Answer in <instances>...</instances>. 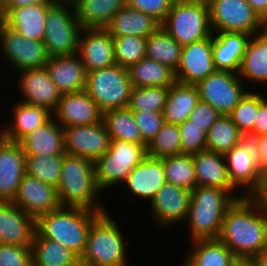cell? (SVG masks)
Listing matches in <instances>:
<instances>
[{
	"label": "cell",
	"instance_id": "cell-1",
	"mask_svg": "<svg viewBox=\"0 0 267 266\" xmlns=\"http://www.w3.org/2000/svg\"><path fill=\"white\" fill-rule=\"evenodd\" d=\"M218 239L238 260H251L267 246V207L255 197H241L228 208Z\"/></svg>",
	"mask_w": 267,
	"mask_h": 266
},
{
	"label": "cell",
	"instance_id": "cell-2",
	"mask_svg": "<svg viewBox=\"0 0 267 266\" xmlns=\"http://www.w3.org/2000/svg\"><path fill=\"white\" fill-rule=\"evenodd\" d=\"M101 214L81 207L60 206L35 220L33 238L58 242L81 257L86 248L89 229Z\"/></svg>",
	"mask_w": 267,
	"mask_h": 266
},
{
	"label": "cell",
	"instance_id": "cell-3",
	"mask_svg": "<svg viewBox=\"0 0 267 266\" xmlns=\"http://www.w3.org/2000/svg\"><path fill=\"white\" fill-rule=\"evenodd\" d=\"M101 192L96 180L95 162L65 153L57 187L60 205L105 213L107 208L98 200Z\"/></svg>",
	"mask_w": 267,
	"mask_h": 266
},
{
	"label": "cell",
	"instance_id": "cell-4",
	"mask_svg": "<svg viewBox=\"0 0 267 266\" xmlns=\"http://www.w3.org/2000/svg\"><path fill=\"white\" fill-rule=\"evenodd\" d=\"M236 199L228 190L196 186L191 191L190 208L184 222V225L188 223L190 240L218 239L225 213Z\"/></svg>",
	"mask_w": 267,
	"mask_h": 266
},
{
	"label": "cell",
	"instance_id": "cell-5",
	"mask_svg": "<svg viewBox=\"0 0 267 266\" xmlns=\"http://www.w3.org/2000/svg\"><path fill=\"white\" fill-rule=\"evenodd\" d=\"M110 215L107 210L92 223L81 266H129L125 234Z\"/></svg>",
	"mask_w": 267,
	"mask_h": 266
},
{
	"label": "cell",
	"instance_id": "cell-6",
	"mask_svg": "<svg viewBox=\"0 0 267 266\" xmlns=\"http://www.w3.org/2000/svg\"><path fill=\"white\" fill-rule=\"evenodd\" d=\"M161 26L181 46L209 37L212 31L207 1H174Z\"/></svg>",
	"mask_w": 267,
	"mask_h": 266
},
{
	"label": "cell",
	"instance_id": "cell-7",
	"mask_svg": "<svg viewBox=\"0 0 267 266\" xmlns=\"http://www.w3.org/2000/svg\"><path fill=\"white\" fill-rule=\"evenodd\" d=\"M147 156V144L111 140L107 152L95 161L99 188L109 190L121 185L129 173Z\"/></svg>",
	"mask_w": 267,
	"mask_h": 266
},
{
	"label": "cell",
	"instance_id": "cell-8",
	"mask_svg": "<svg viewBox=\"0 0 267 266\" xmlns=\"http://www.w3.org/2000/svg\"><path fill=\"white\" fill-rule=\"evenodd\" d=\"M44 44L50 57L69 56L78 52L82 26L73 3L57 2L47 10Z\"/></svg>",
	"mask_w": 267,
	"mask_h": 266
},
{
	"label": "cell",
	"instance_id": "cell-9",
	"mask_svg": "<svg viewBox=\"0 0 267 266\" xmlns=\"http://www.w3.org/2000/svg\"><path fill=\"white\" fill-rule=\"evenodd\" d=\"M132 88L128 68L115 64L87 72L84 90L104 113L128 107Z\"/></svg>",
	"mask_w": 267,
	"mask_h": 266
},
{
	"label": "cell",
	"instance_id": "cell-10",
	"mask_svg": "<svg viewBox=\"0 0 267 266\" xmlns=\"http://www.w3.org/2000/svg\"><path fill=\"white\" fill-rule=\"evenodd\" d=\"M212 33L235 32L254 35L267 23L246 0H207Z\"/></svg>",
	"mask_w": 267,
	"mask_h": 266
},
{
	"label": "cell",
	"instance_id": "cell-11",
	"mask_svg": "<svg viewBox=\"0 0 267 266\" xmlns=\"http://www.w3.org/2000/svg\"><path fill=\"white\" fill-rule=\"evenodd\" d=\"M238 74L216 70L196 86L200 100L208 103L221 115H229L250 89Z\"/></svg>",
	"mask_w": 267,
	"mask_h": 266
},
{
	"label": "cell",
	"instance_id": "cell-12",
	"mask_svg": "<svg viewBox=\"0 0 267 266\" xmlns=\"http://www.w3.org/2000/svg\"><path fill=\"white\" fill-rule=\"evenodd\" d=\"M0 46L5 61L19 72L44 67L50 56L43 41L24 37L0 20Z\"/></svg>",
	"mask_w": 267,
	"mask_h": 266
},
{
	"label": "cell",
	"instance_id": "cell-13",
	"mask_svg": "<svg viewBox=\"0 0 267 266\" xmlns=\"http://www.w3.org/2000/svg\"><path fill=\"white\" fill-rule=\"evenodd\" d=\"M65 153L95 162L110 146V136L103 122L64 127Z\"/></svg>",
	"mask_w": 267,
	"mask_h": 266
},
{
	"label": "cell",
	"instance_id": "cell-14",
	"mask_svg": "<svg viewBox=\"0 0 267 266\" xmlns=\"http://www.w3.org/2000/svg\"><path fill=\"white\" fill-rule=\"evenodd\" d=\"M216 71L213 61V33L200 41L182 46L175 73L177 82L197 85Z\"/></svg>",
	"mask_w": 267,
	"mask_h": 266
},
{
	"label": "cell",
	"instance_id": "cell-15",
	"mask_svg": "<svg viewBox=\"0 0 267 266\" xmlns=\"http://www.w3.org/2000/svg\"><path fill=\"white\" fill-rule=\"evenodd\" d=\"M190 199L191 190L166 182L149 204L152 220H155L154 223L163 229H169L178 223L183 224L188 216Z\"/></svg>",
	"mask_w": 267,
	"mask_h": 266
},
{
	"label": "cell",
	"instance_id": "cell-16",
	"mask_svg": "<svg viewBox=\"0 0 267 266\" xmlns=\"http://www.w3.org/2000/svg\"><path fill=\"white\" fill-rule=\"evenodd\" d=\"M17 78L21 102L33 106H42L54 112L61 93L51 80L46 67L24 69L19 71Z\"/></svg>",
	"mask_w": 267,
	"mask_h": 266
},
{
	"label": "cell",
	"instance_id": "cell-17",
	"mask_svg": "<svg viewBox=\"0 0 267 266\" xmlns=\"http://www.w3.org/2000/svg\"><path fill=\"white\" fill-rule=\"evenodd\" d=\"M26 174V155L19 142L0 138V201L13 202Z\"/></svg>",
	"mask_w": 267,
	"mask_h": 266
},
{
	"label": "cell",
	"instance_id": "cell-18",
	"mask_svg": "<svg viewBox=\"0 0 267 266\" xmlns=\"http://www.w3.org/2000/svg\"><path fill=\"white\" fill-rule=\"evenodd\" d=\"M13 203L35 220L59 208L57 188L25 174Z\"/></svg>",
	"mask_w": 267,
	"mask_h": 266
},
{
	"label": "cell",
	"instance_id": "cell-19",
	"mask_svg": "<svg viewBox=\"0 0 267 266\" xmlns=\"http://www.w3.org/2000/svg\"><path fill=\"white\" fill-rule=\"evenodd\" d=\"M53 118L64 128L100 123L103 113L96 102L83 90L62 94L53 112Z\"/></svg>",
	"mask_w": 267,
	"mask_h": 266
},
{
	"label": "cell",
	"instance_id": "cell-20",
	"mask_svg": "<svg viewBox=\"0 0 267 266\" xmlns=\"http://www.w3.org/2000/svg\"><path fill=\"white\" fill-rule=\"evenodd\" d=\"M77 54L86 72L116 64L113 37L105 29L83 28Z\"/></svg>",
	"mask_w": 267,
	"mask_h": 266
},
{
	"label": "cell",
	"instance_id": "cell-21",
	"mask_svg": "<svg viewBox=\"0 0 267 266\" xmlns=\"http://www.w3.org/2000/svg\"><path fill=\"white\" fill-rule=\"evenodd\" d=\"M232 186L243 191L244 197H254L260 190L263 172L251 156L236 145L224 154Z\"/></svg>",
	"mask_w": 267,
	"mask_h": 266
},
{
	"label": "cell",
	"instance_id": "cell-22",
	"mask_svg": "<svg viewBox=\"0 0 267 266\" xmlns=\"http://www.w3.org/2000/svg\"><path fill=\"white\" fill-rule=\"evenodd\" d=\"M162 158L147 155L127 176L122 184L130 194L139 199L153 200L158 190L166 183Z\"/></svg>",
	"mask_w": 267,
	"mask_h": 266
},
{
	"label": "cell",
	"instance_id": "cell-23",
	"mask_svg": "<svg viewBox=\"0 0 267 266\" xmlns=\"http://www.w3.org/2000/svg\"><path fill=\"white\" fill-rule=\"evenodd\" d=\"M35 219L13 202L0 201V244L31 246Z\"/></svg>",
	"mask_w": 267,
	"mask_h": 266
},
{
	"label": "cell",
	"instance_id": "cell-24",
	"mask_svg": "<svg viewBox=\"0 0 267 266\" xmlns=\"http://www.w3.org/2000/svg\"><path fill=\"white\" fill-rule=\"evenodd\" d=\"M45 67L61 94L80 92L85 89L87 72L77 53L50 57Z\"/></svg>",
	"mask_w": 267,
	"mask_h": 266
},
{
	"label": "cell",
	"instance_id": "cell-25",
	"mask_svg": "<svg viewBox=\"0 0 267 266\" xmlns=\"http://www.w3.org/2000/svg\"><path fill=\"white\" fill-rule=\"evenodd\" d=\"M19 143L26 156H64V128L52 117L46 124L23 137Z\"/></svg>",
	"mask_w": 267,
	"mask_h": 266
},
{
	"label": "cell",
	"instance_id": "cell-26",
	"mask_svg": "<svg viewBox=\"0 0 267 266\" xmlns=\"http://www.w3.org/2000/svg\"><path fill=\"white\" fill-rule=\"evenodd\" d=\"M193 159L196 186L217 187L228 190L237 199L243 197L242 194L235 195L237 192L230 182L224 154L205 149L193 154Z\"/></svg>",
	"mask_w": 267,
	"mask_h": 266
},
{
	"label": "cell",
	"instance_id": "cell-27",
	"mask_svg": "<svg viewBox=\"0 0 267 266\" xmlns=\"http://www.w3.org/2000/svg\"><path fill=\"white\" fill-rule=\"evenodd\" d=\"M18 99L13 108H10L12 120L9 125L2 127V136L10 141L19 142L23 137L36 128L46 124L52 117L53 112L42 106L25 104Z\"/></svg>",
	"mask_w": 267,
	"mask_h": 266
},
{
	"label": "cell",
	"instance_id": "cell-28",
	"mask_svg": "<svg viewBox=\"0 0 267 266\" xmlns=\"http://www.w3.org/2000/svg\"><path fill=\"white\" fill-rule=\"evenodd\" d=\"M251 35L235 32L213 33V61L216 70L238 74Z\"/></svg>",
	"mask_w": 267,
	"mask_h": 266
},
{
	"label": "cell",
	"instance_id": "cell-29",
	"mask_svg": "<svg viewBox=\"0 0 267 266\" xmlns=\"http://www.w3.org/2000/svg\"><path fill=\"white\" fill-rule=\"evenodd\" d=\"M238 76L243 82L267 86V27L249 39Z\"/></svg>",
	"mask_w": 267,
	"mask_h": 266
},
{
	"label": "cell",
	"instance_id": "cell-30",
	"mask_svg": "<svg viewBox=\"0 0 267 266\" xmlns=\"http://www.w3.org/2000/svg\"><path fill=\"white\" fill-rule=\"evenodd\" d=\"M52 5L35 4L10 9L0 20L26 38L43 41L47 10Z\"/></svg>",
	"mask_w": 267,
	"mask_h": 266
},
{
	"label": "cell",
	"instance_id": "cell-31",
	"mask_svg": "<svg viewBox=\"0 0 267 266\" xmlns=\"http://www.w3.org/2000/svg\"><path fill=\"white\" fill-rule=\"evenodd\" d=\"M160 26L161 24L153 17L125 5L112 17L111 22L105 30L111 36H138L147 38Z\"/></svg>",
	"mask_w": 267,
	"mask_h": 266
},
{
	"label": "cell",
	"instance_id": "cell-32",
	"mask_svg": "<svg viewBox=\"0 0 267 266\" xmlns=\"http://www.w3.org/2000/svg\"><path fill=\"white\" fill-rule=\"evenodd\" d=\"M192 248L183 260V266H233L237 258L219 239L190 241Z\"/></svg>",
	"mask_w": 267,
	"mask_h": 266
},
{
	"label": "cell",
	"instance_id": "cell-33",
	"mask_svg": "<svg viewBox=\"0 0 267 266\" xmlns=\"http://www.w3.org/2000/svg\"><path fill=\"white\" fill-rule=\"evenodd\" d=\"M199 100V91L196 85L175 81L170 86L162 112L165 122L180 125L189 118Z\"/></svg>",
	"mask_w": 267,
	"mask_h": 266
},
{
	"label": "cell",
	"instance_id": "cell-34",
	"mask_svg": "<svg viewBox=\"0 0 267 266\" xmlns=\"http://www.w3.org/2000/svg\"><path fill=\"white\" fill-rule=\"evenodd\" d=\"M73 4L82 28L105 29L126 0H76Z\"/></svg>",
	"mask_w": 267,
	"mask_h": 266
},
{
	"label": "cell",
	"instance_id": "cell-35",
	"mask_svg": "<svg viewBox=\"0 0 267 266\" xmlns=\"http://www.w3.org/2000/svg\"><path fill=\"white\" fill-rule=\"evenodd\" d=\"M33 266H81L80 256L70 248L47 238H33Z\"/></svg>",
	"mask_w": 267,
	"mask_h": 266
},
{
	"label": "cell",
	"instance_id": "cell-36",
	"mask_svg": "<svg viewBox=\"0 0 267 266\" xmlns=\"http://www.w3.org/2000/svg\"><path fill=\"white\" fill-rule=\"evenodd\" d=\"M132 87L171 86L175 73L168 66L147 57L128 68Z\"/></svg>",
	"mask_w": 267,
	"mask_h": 266
},
{
	"label": "cell",
	"instance_id": "cell-37",
	"mask_svg": "<svg viewBox=\"0 0 267 266\" xmlns=\"http://www.w3.org/2000/svg\"><path fill=\"white\" fill-rule=\"evenodd\" d=\"M182 46L162 26L146 38V57L177 70Z\"/></svg>",
	"mask_w": 267,
	"mask_h": 266
},
{
	"label": "cell",
	"instance_id": "cell-38",
	"mask_svg": "<svg viewBox=\"0 0 267 266\" xmlns=\"http://www.w3.org/2000/svg\"><path fill=\"white\" fill-rule=\"evenodd\" d=\"M111 140L147 144L136 125L132 111L126 108L112 109L103 113L102 118Z\"/></svg>",
	"mask_w": 267,
	"mask_h": 266
},
{
	"label": "cell",
	"instance_id": "cell-39",
	"mask_svg": "<svg viewBox=\"0 0 267 266\" xmlns=\"http://www.w3.org/2000/svg\"><path fill=\"white\" fill-rule=\"evenodd\" d=\"M167 183L193 190L196 187L195 165L192 154L162 158Z\"/></svg>",
	"mask_w": 267,
	"mask_h": 266
},
{
	"label": "cell",
	"instance_id": "cell-40",
	"mask_svg": "<svg viewBox=\"0 0 267 266\" xmlns=\"http://www.w3.org/2000/svg\"><path fill=\"white\" fill-rule=\"evenodd\" d=\"M240 134L230 116L221 115L207 132L206 149L225 154L238 144Z\"/></svg>",
	"mask_w": 267,
	"mask_h": 266
},
{
	"label": "cell",
	"instance_id": "cell-41",
	"mask_svg": "<svg viewBox=\"0 0 267 266\" xmlns=\"http://www.w3.org/2000/svg\"><path fill=\"white\" fill-rule=\"evenodd\" d=\"M170 86L133 87L128 108L134 111L163 112Z\"/></svg>",
	"mask_w": 267,
	"mask_h": 266
},
{
	"label": "cell",
	"instance_id": "cell-42",
	"mask_svg": "<svg viewBox=\"0 0 267 266\" xmlns=\"http://www.w3.org/2000/svg\"><path fill=\"white\" fill-rule=\"evenodd\" d=\"M63 158L64 156H26V174L57 188Z\"/></svg>",
	"mask_w": 267,
	"mask_h": 266
},
{
	"label": "cell",
	"instance_id": "cell-43",
	"mask_svg": "<svg viewBox=\"0 0 267 266\" xmlns=\"http://www.w3.org/2000/svg\"><path fill=\"white\" fill-rule=\"evenodd\" d=\"M181 154V137L178 125L165 122L156 136L147 144V155L167 157Z\"/></svg>",
	"mask_w": 267,
	"mask_h": 266
},
{
	"label": "cell",
	"instance_id": "cell-44",
	"mask_svg": "<svg viewBox=\"0 0 267 266\" xmlns=\"http://www.w3.org/2000/svg\"><path fill=\"white\" fill-rule=\"evenodd\" d=\"M115 61L121 67L129 68L146 57V38L138 36H112Z\"/></svg>",
	"mask_w": 267,
	"mask_h": 266
},
{
	"label": "cell",
	"instance_id": "cell-45",
	"mask_svg": "<svg viewBox=\"0 0 267 266\" xmlns=\"http://www.w3.org/2000/svg\"><path fill=\"white\" fill-rule=\"evenodd\" d=\"M260 105V92L248 91L229 114L240 133L253 132L256 114Z\"/></svg>",
	"mask_w": 267,
	"mask_h": 266
},
{
	"label": "cell",
	"instance_id": "cell-46",
	"mask_svg": "<svg viewBox=\"0 0 267 266\" xmlns=\"http://www.w3.org/2000/svg\"><path fill=\"white\" fill-rule=\"evenodd\" d=\"M181 137V154H196L206 149L207 133L186 120L178 125Z\"/></svg>",
	"mask_w": 267,
	"mask_h": 266
},
{
	"label": "cell",
	"instance_id": "cell-47",
	"mask_svg": "<svg viewBox=\"0 0 267 266\" xmlns=\"http://www.w3.org/2000/svg\"><path fill=\"white\" fill-rule=\"evenodd\" d=\"M133 118L143 140L148 144L165 123L162 112L134 111Z\"/></svg>",
	"mask_w": 267,
	"mask_h": 266
},
{
	"label": "cell",
	"instance_id": "cell-48",
	"mask_svg": "<svg viewBox=\"0 0 267 266\" xmlns=\"http://www.w3.org/2000/svg\"><path fill=\"white\" fill-rule=\"evenodd\" d=\"M0 266H33L32 247L0 244Z\"/></svg>",
	"mask_w": 267,
	"mask_h": 266
},
{
	"label": "cell",
	"instance_id": "cell-49",
	"mask_svg": "<svg viewBox=\"0 0 267 266\" xmlns=\"http://www.w3.org/2000/svg\"><path fill=\"white\" fill-rule=\"evenodd\" d=\"M174 0H126V6L153 17L162 24Z\"/></svg>",
	"mask_w": 267,
	"mask_h": 266
},
{
	"label": "cell",
	"instance_id": "cell-50",
	"mask_svg": "<svg viewBox=\"0 0 267 266\" xmlns=\"http://www.w3.org/2000/svg\"><path fill=\"white\" fill-rule=\"evenodd\" d=\"M220 116L221 114L208 103L199 100L196 107L189 115L188 120L192 121V124L197 125L207 133Z\"/></svg>",
	"mask_w": 267,
	"mask_h": 266
},
{
	"label": "cell",
	"instance_id": "cell-51",
	"mask_svg": "<svg viewBox=\"0 0 267 266\" xmlns=\"http://www.w3.org/2000/svg\"><path fill=\"white\" fill-rule=\"evenodd\" d=\"M237 145L241 150L248 153L259 165V135L254 132H244L240 134V139Z\"/></svg>",
	"mask_w": 267,
	"mask_h": 266
},
{
	"label": "cell",
	"instance_id": "cell-52",
	"mask_svg": "<svg viewBox=\"0 0 267 266\" xmlns=\"http://www.w3.org/2000/svg\"><path fill=\"white\" fill-rule=\"evenodd\" d=\"M57 0H0V19L13 8H21L28 5L44 4L55 5Z\"/></svg>",
	"mask_w": 267,
	"mask_h": 266
},
{
	"label": "cell",
	"instance_id": "cell-53",
	"mask_svg": "<svg viewBox=\"0 0 267 266\" xmlns=\"http://www.w3.org/2000/svg\"><path fill=\"white\" fill-rule=\"evenodd\" d=\"M253 132L259 136L267 134V101L260 92V105L256 114Z\"/></svg>",
	"mask_w": 267,
	"mask_h": 266
},
{
	"label": "cell",
	"instance_id": "cell-54",
	"mask_svg": "<svg viewBox=\"0 0 267 266\" xmlns=\"http://www.w3.org/2000/svg\"><path fill=\"white\" fill-rule=\"evenodd\" d=\"M258 149L260 152L259 168L264 172L267 170V134L259 136Z\"/></svg>",
	"mask_w": 267,
	"mask_h": 266
},
{
	"label": "cell",
	"instance_id": "cell-55",
	"mask_svg": "<svg viewBox=\"0 0 267 266\" xmlns=\"http://www.w3.org/2000/svg\"><path fill=\"white\" fill-rule=\"evenodd\" d=\"M246 1L267 23V0H246Z\"/></svg>",
	"mask_w": 267,
	"mask_h": 266
},
{
	"label": "cell",
	"instance_id": "cell-56",
	"mask_svg": "<svg viewBox=\"0 0 267 266\" xmlns=\"http://www.w3.org/2000/svg\"><path fill=\"white\" fill-rule=\"evenodd\" d=\"M254 197L267 207V170L263 172L262 186Z\"/></svg>",
	"mask_w": 267,
	"mask_h": 266
},
{
	"label": "cell",
	"instance_id": "cell-57",
	"mask_svg": "<svg viewBox=\"0 0 267 266\" xmlns=\"http://www.w3.org/2000/svg\"><path fill=\"white\" fill-rule=\"evenodd\" d=\"M250 261L253 264V266H267V246L264 247Z\"/></svg>",
	"mask_w": 267,
	"mask_h": 266
},
{
	"label": "cell",
	"instance_id": "cell-58",
	"mask_svg": "<svg viewBox=\"0 0 267 266\" xmlns=\"http://www.w3.org/2000/svg\"><path fill=\"white\" fill-rule=\"evenodd\" d=\"M233 266H253L250 260H237Z\"/></svg>",
	"mask_w": 267,
	"mask_h": 266
},
{
	"label": "cell",
	"instance_id": "cell-59",
	"mask_svg": "<svg viewBox=\"0 0 267 266\" xmlns=\"http://www.w3.org/2000/svg\"><path fill=\"white\" fill-rule=\"evenodd\" d=\"M76 0H57V2L74 3Z\"/></svg>",
	"mask_w": 267,
	"mask_h": 266
},
{
	"label": "cell",
	"instance_id": "cell-60",
	"mask_svg": "<svg viewBox=\"0 0 267 266\" xmlns=\"http://www.w3.org/2000/svg\"><path fill=\"white\" fill-rule=\"evenodd\" d=\"M174 1H207V0H174Z\"/></svg>",
	"mask_w": 267,
	"mask_h": 266
},
{
	"label": "cell",
	"instance_id": "cell-61",
	"mask_svg": "<svg viewBox=\"0 0 267 266\" xmlns=\"http://www.w3.org/2000/svg\"><path fill=\"white\" fill-rule=\"evenodd\" d=\"M1 136H2V128H0V138H1Z\"/></svg>",
	"mask_w": 267,
	"mask_h": 266
},
{
	"label": "cell",
	"instance_id": "cell-62",
	"mask_svg": "<svg viewBox=\"0 0 267 266\" xmlns=\"http://www.w3.org/2000/svg\"><path fill=\"white\" fill-rule=\"evenodd\" d=\"M263 96H264V100H266V101H267V97H266L267 95H265V94H264ZM265 97H266V98H265Z\"/></svg>",
	"mask_w": 267,
	"mask_h": 266
}]
</instances>
